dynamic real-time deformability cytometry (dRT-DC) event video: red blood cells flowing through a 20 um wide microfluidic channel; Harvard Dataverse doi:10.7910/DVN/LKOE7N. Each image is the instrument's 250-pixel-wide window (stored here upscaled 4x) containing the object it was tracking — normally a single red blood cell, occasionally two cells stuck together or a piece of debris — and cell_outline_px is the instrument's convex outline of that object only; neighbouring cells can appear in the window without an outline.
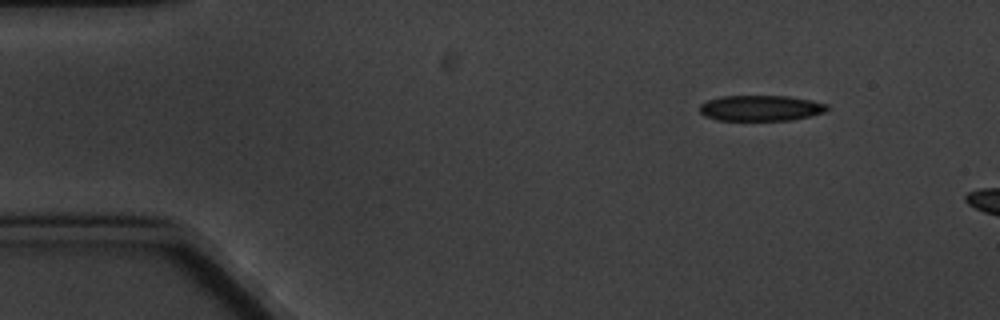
{"species": "common noctule bat (a hibernating species)", "species_latin": "Nyctalus noctula", "temperature_condition": "cold", "stored_images_in_passage": 3, "camera_frame_rate_fps": 3000, "um_per_image_px": 0.085, "animal": {"sex": "male", "body_mass_g": 20.1, "forearm_length_mm": 53.5}, "frame": {"image": 1, "passage_image": 1, "time_ms": 0.0, "image_size_px": [1000, 320], "cell_outline_px": [[828, 108], [824, 112], [792, 120], [716, 120], [704, 116], [700, 112], [700, 104], [708, 100], [720, 96], [788, 96], [828, 104]], "centroid_in_image_um": [64.62, 9.19], "position_along_channel_um": 20.4, "area_um2": 18.96}}